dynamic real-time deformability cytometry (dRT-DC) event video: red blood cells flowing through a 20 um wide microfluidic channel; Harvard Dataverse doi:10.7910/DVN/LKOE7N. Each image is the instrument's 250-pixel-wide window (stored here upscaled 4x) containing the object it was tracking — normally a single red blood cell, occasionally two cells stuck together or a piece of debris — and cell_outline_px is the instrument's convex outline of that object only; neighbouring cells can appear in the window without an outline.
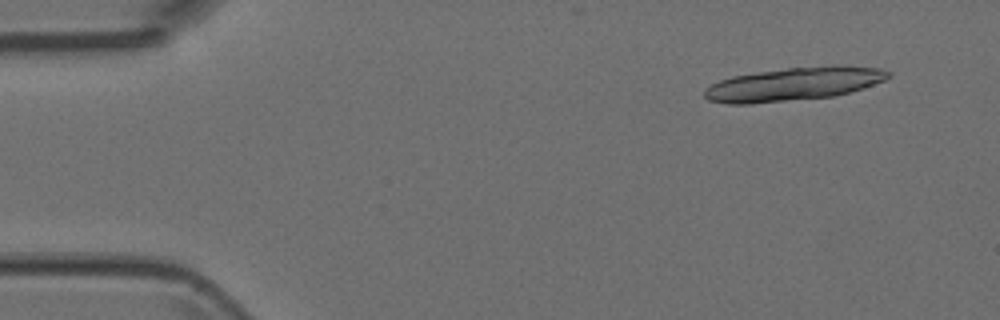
{"species": "Egyptian fruit bat (a non-hibernating species)", "species_latin": "Rousettus aegyptiacus", "temperature_condition": "room temperature", "stored_images_in_passage": 5, "camera_frame_rate_fps": 3000, "um_per_image_px": 0.085, "animal": {"sex": "female"}, "frame": {"image": 1, "passage_image": 1, "time_ms": 0.0, "image_size_px": [1000, 320], "cell_outline_px": [[892, 72], [884, 80], [836, 96], [752, 104], [728, 104], [708, 100], [704, 96], [704, 92], [712, 84], [720, 80], [732, 76], [788, 68], [832, 64], [880, 68]], "centroid_in_image_um": [67.46, 7.14], "position_along_channel_um": 17.5, "area_um2": 35.55}}